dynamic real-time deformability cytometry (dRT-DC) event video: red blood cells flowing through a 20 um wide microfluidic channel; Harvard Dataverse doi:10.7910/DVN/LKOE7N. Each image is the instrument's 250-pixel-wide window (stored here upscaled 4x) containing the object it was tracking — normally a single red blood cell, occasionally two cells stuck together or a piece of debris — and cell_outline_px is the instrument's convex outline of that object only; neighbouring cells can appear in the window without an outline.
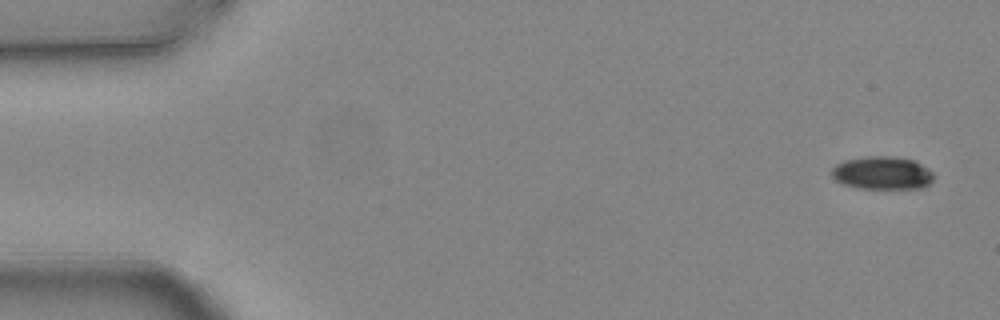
{"species": "common noctule bat (a hibernating species)", "species_latin": "Nyctalus noctula", "temperature_condition": "warm", "stored_images_in_passage": 5, "camera_frame_rate_fps": 3000, "um_per_image_px": 0.085, "animal": {"sex": "female", "body_mass_g": 24.6, "forearm_length_mm": 56.2}, "frame": {"image": 1, "passage_image": 1, "time_ms": 0.0, "image_size_px": [1000, 320], "cell_outline_px": [[932, 180], [924, 188], [856, 188], [844, 184], [836, 180], [832, 176], [832, 168], [836, 164], [844, 160], [868, 156], [896, 156], [916, 160], [928, 168], [932, 172]], "centroid_in_image_um": [75.0, 14.69], "position_along_channel_um": 10.0, "area_um2": 19.71}}
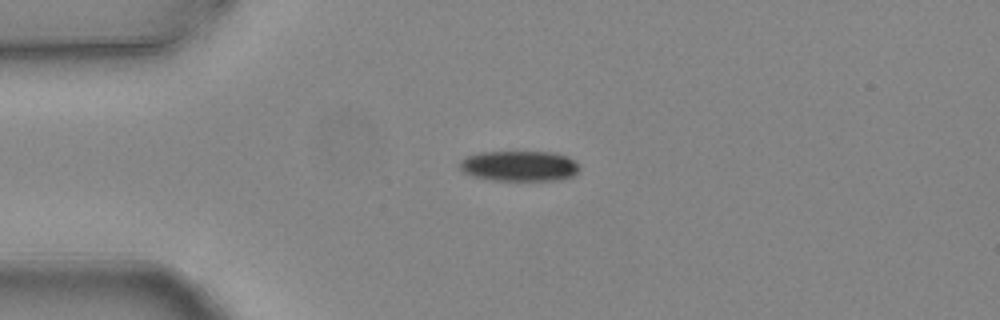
{"frame": {"image": 2, "passage_image": 4, "time_ms": 1.0, "image_size_px": [1000, 320], "cell_outline_px": [[580, 168], [576, 176], [560, 180], [492, 180], [472, 176], [464, 172], [460, 168], [460, 160], [468, 156], [480, 152], [552, 152], [568, 156], [576, 160]], "centroid_in_image_um": [44.21, 14.11], "position_along_channel_um": 40.8, "area_um2": 21.44}}